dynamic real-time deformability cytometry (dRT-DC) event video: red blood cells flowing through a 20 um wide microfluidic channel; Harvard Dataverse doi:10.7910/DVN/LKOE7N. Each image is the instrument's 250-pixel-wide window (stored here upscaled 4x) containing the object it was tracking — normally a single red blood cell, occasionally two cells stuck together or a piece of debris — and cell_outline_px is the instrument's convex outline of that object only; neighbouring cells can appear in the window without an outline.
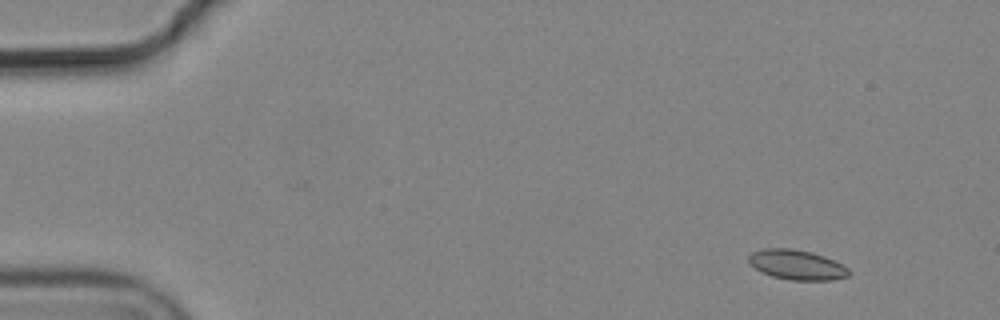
{"species": "common noctule bat (a hibernating species)", "species_latin": "Nyctalus noctula", "temperature_condition": "cold", "stored_images_in_passage": 5, "camera_frame_rate_fps": 3000, "um_per_image_px": 0.085, "animal": {"sex": "male", "body_mass_g": 19.2, "forearm_length_mm": 51.8}, "frame": {"image": 1, "passage_image": 1, "time_ms": 0.0, "image_size_px": [1000, 320], "cell_outline_px": [[852, 272], [848, 276], [832, 280], [792, 280], [772, 276], [756, 268], [748, 260], [748, 256], [752, 252], [764, 248], [792, 248], [812, 252], [824, 256], [848, 268]], "centroid_in_image_um": [67.75, 22.5], "position_along_channel_um": 17.3, "area_um2": 17.28}}
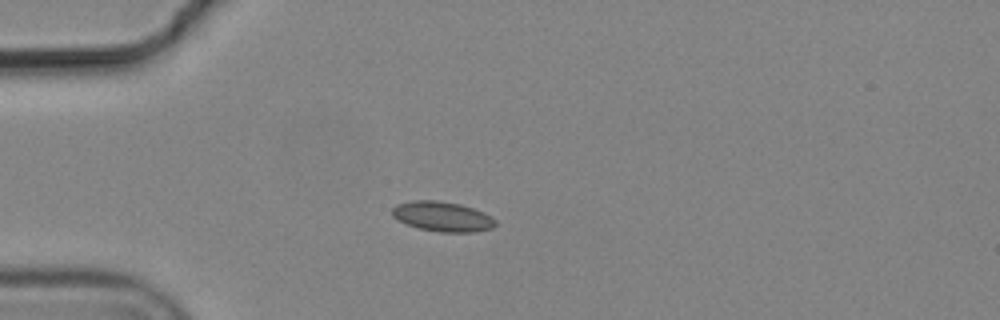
{"frame": {"image": 2, "passage_image": 4, "time_ms": 1.0, "image_size_px": [1000, 320], "cell_outline_px": [[496, 224], [492, 228], [476, 232], [440, 232], [420, 228], [408, 224], [392, 216], [392, 208], [396, 204], [412, 200], [436, 200], [460, 204], [484, 212], [492, 216], [496, 220]], "centroid_in_image_um": [37.63, 18.4], "position_along_channel_um": 47.4, "area_um2": 17.98}}